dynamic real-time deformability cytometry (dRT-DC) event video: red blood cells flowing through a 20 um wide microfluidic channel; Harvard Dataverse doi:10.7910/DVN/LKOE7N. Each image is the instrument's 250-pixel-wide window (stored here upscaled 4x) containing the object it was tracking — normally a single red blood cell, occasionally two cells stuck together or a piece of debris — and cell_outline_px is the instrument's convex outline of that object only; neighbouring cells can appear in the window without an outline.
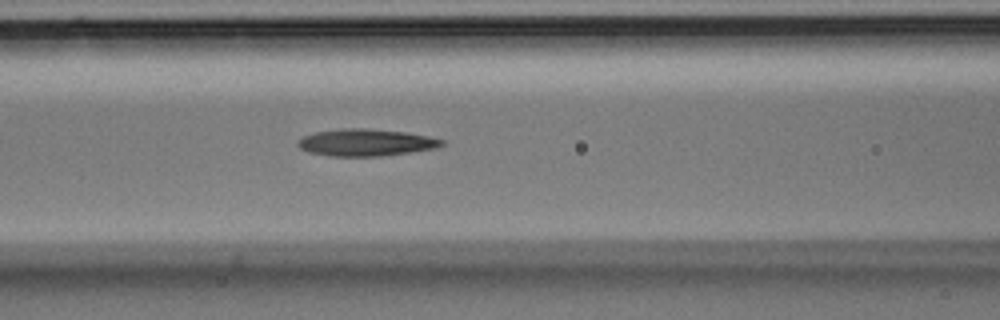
{"species": "Egyptian fruit bat (a non-hibernating species)", "species_latin": "Rousettus aegyptiacus", "temperature_condition": "room temperature", "stored_images_in_passage": 7, "camera_frame_rate_fps": 3000, "um_per_image_px": 0.085, "animal": {"sex": "male"}, "frame": {"image": 1, "passage_image": 7, "time_ms": 2.0, "image_size_px": [1000, 320], "cell_outline_px": [[444, 144], [432, 148], [408, 152], [380, 156], [328, 156], [308, 152], [300, 148], [296, 144], [304, 136], [316, 132], [344, 128], [364, 128], [404, 132], [428, 136], [444, 140]], "centroid_in_image_um": [31.05, 12.11], "position_along_channel_um": 135.5, "area_um2": 22.31}}